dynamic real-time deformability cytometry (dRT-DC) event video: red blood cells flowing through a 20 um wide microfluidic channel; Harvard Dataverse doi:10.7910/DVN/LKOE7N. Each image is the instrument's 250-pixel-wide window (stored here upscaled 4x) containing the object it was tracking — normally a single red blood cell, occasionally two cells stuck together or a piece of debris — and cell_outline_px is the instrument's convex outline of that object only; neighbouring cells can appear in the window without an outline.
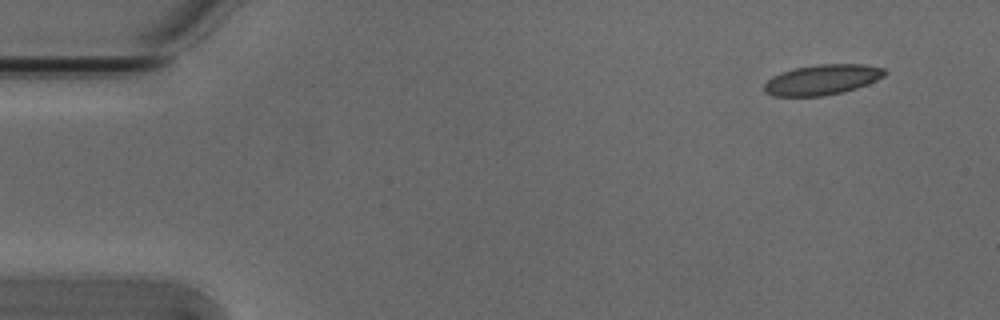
{"species": "Egyptian fruit bat (a non-hibernating species)", "species_latin": "Rousettus aegyptiacus", "temperature_condition": "cold", "stored_images_in_passage": 4, "camera_frame_rate_fps": 3000, "um_per_image_px": 0.085, "animal": {"sex": "male"}, "frame": {"image": 1, "passage_image": 1, "time_ms": 0.0, "image_size_px": [1000, 320], "cell_outline_px": [[888, 72], [884, 76], [876, 80], [856, 88], [844, 92], [824, 96], [772, 96], [764, 92], [764, 84], [772, 76], [780, 72], [796, 68], [820, 64], [864, 64], [884, 68]], "centroid_in_image_um": [69.88, 6.78], "position_along_channel_um": 15.1, "area_um2": 21.33}}
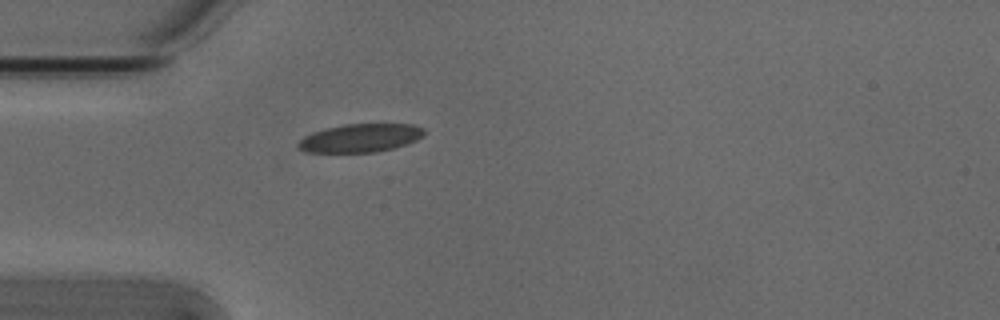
{"frame": {"image": 2, "passage_image": 4, "time_ms": 1.0, "image_size_px": [1000, 320], "cell_outline_px": [[424, 136], [408, 144], [376, 152], [304, 152], [296, 148], [296, 144], [304, 136], [312, 132], [324, 128], [344, 124], [412, 124], [424, 128]], "centroid_in_image_um": [30.6, 11.73], "position_along_channel_um": 54.4, "area_um2": 20.98}}